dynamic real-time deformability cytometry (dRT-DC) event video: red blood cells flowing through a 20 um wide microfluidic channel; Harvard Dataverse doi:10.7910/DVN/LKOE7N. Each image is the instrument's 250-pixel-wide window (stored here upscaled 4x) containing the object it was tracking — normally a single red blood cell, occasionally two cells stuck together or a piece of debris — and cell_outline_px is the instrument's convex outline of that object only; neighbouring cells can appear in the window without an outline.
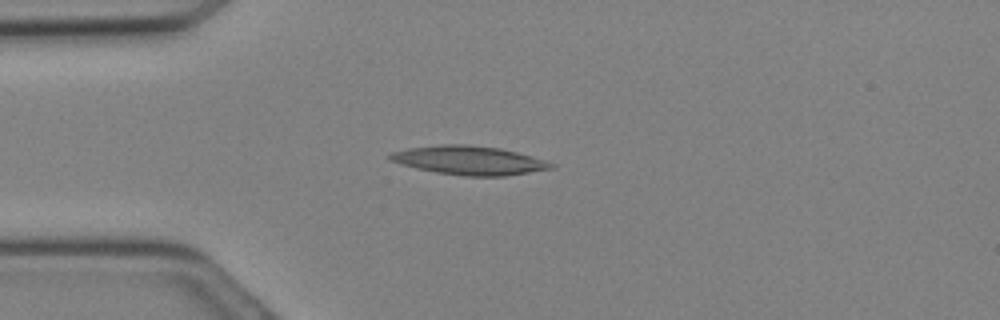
{"species": "Egyptian fruit bat (a non-hibernating species)", "species_latin": "Rousettus aegyptiacus", "temperature_condition": "cold", "stored_images_in_passage": 13, "camera_frame_rate_fps": 3000, "um_per_image_px": 0.085, "animal": {"sex": "female"}, "frame": {"image": 1, "passage_image": 8, "time_ms": 2.333, "image_size_px": [1000, 320], "cell_outline_px": [[556, 168], [504, 176], [464, 176], [436, 172], [416, 168], [400, 164], [392, 160], [388, 156], [392, 152], [408, 148], [440, 144], [468, 144], [500, 148], [532, 156], [556, 164]], "centroid_in_image_um": [39.91, 13.63], "position_along_channel_um": 45.1, "area_um2": 27.05}}
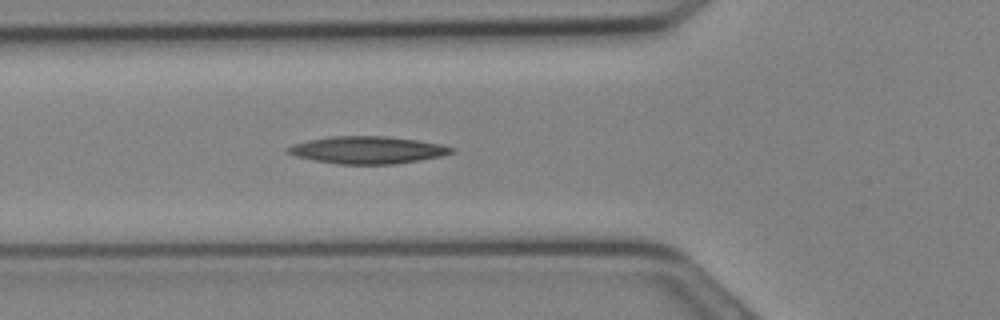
{"frame": {"image": 2, "passage_image": 11, "time_ms": 3.333, "image_size_px": [1000, 320], "cell_outline_px": [[456, 152], [440, 156], [420, 160], [396, 164], [336, 164], [296, 156], [284, 152], [288, 148], [296, 144], [308, 140], [332, 136], [388, 136], [416, 140], [440, 144], [456, 148]], "centroid_in_image_um": [31.28, 12.75], "position_along_channel_um": 94.5, "area_um2": 25.95}}
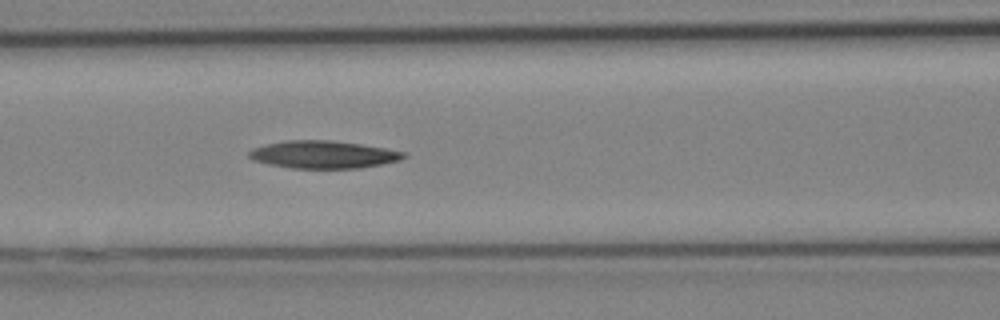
{"frame": {"image": 3, "passage_image": 13, "time_ms": 4.0, "image_size_px": [1000, 320], "cell_outline_px": [[408, 156], [400, 160], [360, 168], [292, 168], [268, 164], [252, 160], [248, 156], [248, 152], [252, 148], [264, 144], [284, 140], [332, 140], [360, 144], [408, 152]], "centroid_in_image_um": [27.46, 13.13], "position_along_channel_um": 139.1, "area_um2": 25.03}}